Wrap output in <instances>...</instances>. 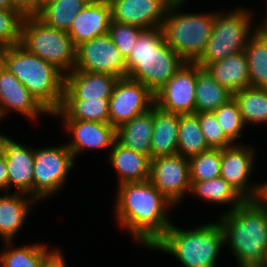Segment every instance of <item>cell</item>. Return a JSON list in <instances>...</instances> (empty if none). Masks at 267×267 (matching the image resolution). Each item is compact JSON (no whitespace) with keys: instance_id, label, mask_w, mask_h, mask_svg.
I'll list each match as a JSON object with an SVG mask.
<instances>
[{"instance_id":"1","label":"cell","mask_w":267,"mask_h":267,"mask_svg":"<svg viewBox=\"0 0 267 267\" xmlns=\"http://www.w3.org/2000/svg\"><path fill=\"white\" fill-rule=\"evenodd\" d=\"M118 185L116 220L135 240L150 249L171 226L166 212L176 206L149 180Z\"/></svg>"},{"instance_id":"2","label":"cell","mask_w":267,"mask_h":267,"mask_svg":"<svg viewBox=\"0 0 267 267\" xmlns=\"http://www.w3.org/2000/svg\"><path fill=\"white\" fill-rule=\"evenodd\" d=\"M239 267H267V202L245 200L219 220Z\"/></svg>"},{"instance_id":"3","label":"cell","mask_w":267,"mask_h":267,"mask_svg":"<svg viewBox=\"0 0 267 267\" xmlns=\"http://www.w3.org/2000/svg\"><path fill=\"white\" fill-rule=\"evenodd\" d=\"M0 62L30 91L48 115L52 116L61 107L64 74L54 65L29 52L20 43L1 48Z\"/></svg>"},{"instance_id":"4","label":"cell","mask_w":267,"mask_h":267,"mask_svg":"<svg viewBox=\"0 0 267 267\" xmlns=\"http://www.w3.org/2000/svg\"><path fill=\"white\" fill-rule=\"evenodd\" d=\"M183 63L166 43L161 27L144 30L126 60V77L141 82L155 94Z\"/></svg>"},{"instance_id":"5","label":"cell","mask_w":267,"mask_h":267,"mask_svg":"<svg viewBox=\"0 0 267 267\" xmlns=\"http://www.w3.org/2000/svg\"><path fill=\"white\" fill-rule=\"evenodd\" d=\"M224 245V232L217 221L187 230L171 224L150 249L173 255L183 267H216Z\"/></svg>"},{"instance_id":"6","label":"cell","mask_w":267,"mask_h":267,"mask_svg":"<svg viewBox=\"0 0 267 267\" xmlns=\"http://www.w3.org/2000/svg\"><path fill=\"white\" fill-rule=\"evenodd\" d=\"M183 4L184 0L172 1L161 28L168 46L184 62L196 63L205 51L211 36L216 12L180 13L178 8Z\"/></svg>"},{"instance_id":"7","label":"cell","mask_w":267,"mask_h":267,"mask_svg":"<svg viewBox=\"0 0 267 267\" xmlns=\"http://www.w3.org/2000/svg\"><path fill=\"white\" fill-rule=\"evenodd\" d=\"M20 44L64 75L75 68L76 46L67 31L50 27L35 15L24 16Z\"/></svg>"},{"instance_id":"8","label":"cell","mask_w":267,"mask_h":267,"mask_svg":"<svg viewBox=\"0 0 267 267\" xmlns=\"http://www.w3.org/2000/svg\"><path fill=\"white\" fill-rule=\"evenodd\" d=\"M227 13L215 14L211 36L205 51L196 62L202 68L244 51L249 37L255 32L254 28L253 31L250 28L253 26L250 25L252 14L249 10L238 7Z\"/></svg>"},{"instance_id":"9","label":"cell","mask_w":267,"mask_h":267,"mask_svg":"<svg viewBox=\"0 0 267 267\" xmlns=\"http://www.w3.org/2000/svg\"><path fill=\"white\" fill-rule=\"evenodd\" d=\"M32 198L42 200L56 194L64 185L74 157L68 146L34 149Z\"/></svg>"},{"instance_id":"10","label":"cell","mask_w":267,"mask_h":267,"mask_svg":"<svg viewBox=\"0 0 267 267\" xmlns=\"http://www.w3.org/2000/svg\"><path fill=\"white\" fill-rule=\"evenodd\" d=\"M74 70L107 73L118 78L127 76V65L109 34L76 46Z\"/></svg>"},{"instance_id":"11","label":"cell","mask_w":267,"mask_h":267,"mask_svg":"<svg viewBox=\"0 0 267 267\" xmlns=\"http://www.w3.org/2000/svg\"><path fill=\"white\" fill-rule=\"evenodd\" d=\"M149 181L173 205H178L191 190L189 158L176 154L151 159Z\"/></svg>"},{"instance_id":"12","label":"cell","mask_w":267,"mask_h":267,"mask_svg":"<svg viewBox=\"0 0 267 267\" xmlns=\"http://www.w3.org/2000/svg\"><path fill=\"white\" fill-rule=\"evenodd\" d=\"M198 64L184 62L176 73L154 94L155 105L179 115L195 113V87Z\"/></svg>"},{"instance_id":"13","label":"cell","mask_w":267,"mask_h":267,"mask_svg":"<svg viewBox=\"0 0 267 267\" xmlns=\"http://www.w3.org/2000/svg\"><path fill=\"white\" fill-rule=\"evenodd\" d=\"M155 104L154 93L141 82L119 78L109 98V123L116 129Z\"/></svg>"},{"instance_id":"14","label":"cell","mask_w":267,"mask_h":267,"mask_svg":"<svg viewBox=\"0 0 267 267\" xmlns=\"http://www.w3.org/2000/svg\"><path fill=\"white\" fill-rule=\"evenodd\" d=\"M236 145L221 149V172L224 178L245 200L263 198L264 183L249 185L252 174L255 151L254 148Z\"/></svg>"},{"instance_id":"15","label":"cell","mask_w":267,"mask_h":267,"mask_svg":"<svg viewBox=\"0 0 267 267\" xmlns=\"http://www.w3.org/2000/svg\"><path fill=\"white\" fill-rule=\"evenodd\" d=\"M173 0H111L112 20L144 30L161 27Z\"/></svg>"},{"instance_id":"16","label":"cell","mask_w":267,"mask_h":267,"mask_svg":"<svg viewBox=\"0 0 267 267\" xmlns=\"http://www.w3.org/2000/svg\"><path fill=\"white\" fill-rule=\"evenodd\" d=\"M15 111L30 120L48 112L31 95L30 91L0 62V120L7 111Z\"/></svg>"},{"instance_id":"17","label":"cell","mask_w":267,"mask_h":267,"mask_svg":"<svg viewBox=\"0 0 267 267\" xmlns=\"http://www.w3.org/2000/svg\"><path fill=\"white\" fill-rule=\"evenodd\" d=\"M118 79L107 73L72 70L64 75L62 100L110 98Z\"/></svg>"},{"instance_id":"18","label":"cell","mask_w":267,"mask_h":267,"mask_svg":"<svg viewBox=\"0 0 267 267\" xmlns=\"http://www.w3.org/2000/svg\"><path fill=\"white\" fill-rule=\"evenodd\" d=\"M66 131L71 133L72 141L68 144L74 159L84 149H110L116 141V128L110 123L86 120H62ZM65 122V123H64Z\"/></svg>"},{"instance_id":"19","label":"cell","mask_w":267,"mask_h":267,"mask_svg":"<svg viewBox=\"0 0 267 267\" xmlns=\"http://www.w3.org/2000/svg\"><path fill=\"white\" fill-rule=\"evenodd\" d=\"M112 20L111 5L107 0H91L75 17L67 31L75 46L108 34Z\"/></svg>"},{"instance_id":"20","label":"cell","mask_w":267,"mask_h":267,"mask_svg":"<svg viewBox=\"0 0 267 267\" xmlns=\"http://www.w3.org/2000/svg\"><path fill=\"white\" fill-rule=\"evenodd\" d=\"M8 172V189L13 185L17 193L28 194L32 198L34 151L11 138L5 139L4 155Z\"/></svg>"},{"instance_id":"21","label":"cell","mask_w":267,"mask_h":267,"mask_svg":"<svg viewBox=\"0 0 267 267\" xmlns=\"http://www.w3.org/2000/svg\"><path fill=\"white\" fill-rule=\"evenodd\" d=\"M108 159L119 174L118 184L144 182L150 178V158L129 149L117 140L110 149Z\"/></svg>"},{"instance_id":"22","label":"cell","mask_w":267,"mask_h":267,"mask_svg":"<svg viewBox=\"0 0 267 267\" xmlns=\"http://www.w3.org/2000/svg\"><path fill=\"white\" fill-rule=\"evenodd\" d=\"M209 74L233 94L250 86L248 59L245 51L210 63L205 68Z\"/></svg>"},{"instance_id":"23","label":"cell","mask_w":267,"mask_h":267,"mask_svg":"<svg viewBox=\"0 0 267 267\" xmlns=\"http://www.w3.org/2000/svg\"><path fill=\"white\" fill-rule=\"evenodd\" d=\"M154 128V105L116 129V140L123 146L150 158Z\"/></svg>"},{"instance_id":"24","label":"cell","mask_w":267,"mask_h":267,"mask_svg":"<svg viewBox=\"0 0 267 267\" xmlns=\"http://www.w3.org/2000/svg\"><path fill=\"white\" fill-rule=\"evenodd\" d=\"M2 194L0 195V237L4 241L13 242L28 216L31 204L36 201L24 193Z\"/></svg>"},{"instance_id":"25","label":"cell","mask_w":267,"mask_h":267,"mask_svg":"<svg viewBox=\"0 0 267 267\" xmlns=\"http://www.w3.org/2000/svg\"><path fill=\"white\" fill-rule=\"evenodd\" d=\"M179 114L162 110L154 104V128L150 159L178 154Z\"/></svg>"},{"instance_id":"26","label":"cell","mask_w":267,"mask_h":267,"mask_svg":"<svg viewBox=\"0 0 267 267\" xmlns=\"http://www.w3.org/2000/svg\"><path fill=\"white\" fill-rule=\"evenodd\" d=\"M231 98H233V93L220 85L207 70L198 65L195 113L214 111Z\"/></svg>"},{"instance_id":"27","label":"cell","mask_w":267,"mask_h":267,"mask_svg":"<svg viewBox=\"0 0 267 267\" xmlns=\"http://www.w3.org/2000/svg\"><path fill=\"white\" fill-rule=\"evenodd\" d=\"M52 116H61L63 120L109 123V98L62 100L61 107Z\"/></svg>"},{"instance_id":"28","label":"cell","mask_w":267,"mask_h":267,"mask_svg":"<svg viewBox=\"0 0 267 267\" xmlns=\"http://www.w3.org/2000/svg\"><path fill=\"white\" fill-rule=\"evenodd\" d=\"M91 0H50L34 14L46 25L68 31L77 14Z\"/></svg>"},{"instance_id":"29","label":"cell","mask_w":267,"mask_h":267,"mask_svg":"<svg viewBox=\"0 0 267 267\" xmlns=\"http://www.w3.org/2000/svg\"><path fill=\"white\" fill-rule=\"evenodd\" d=\"M190 194H194L206 202L231 205L226 212L233 211L245 201L235 188L222 177L205 181H191Z\"/></svg>"},{"instance_id":"30","label":"cell","mask_w":267,"mask_h":267,"mask_svg":"<svg viewBox=\"0 0 267 267\" xmlns=\"http://www.w3.org/2000/svg\"><path fill=\"white\" fill-rule=\"evenodd\" d=\"M244 51L248 59L250 86L267 88V35L258 26Z\"/></svg>"},{"instance_id":"31","label":"cell","mask_w":267,"mask_h":267,"mask_svg":"<svg viewBox=\"0 0 267 267\" xmlns=\"http://www.w3.org/2000/svg\"><path fill=\"white\" fill-rule=\"evenodd\" d=\"M178 154L190 158L211 149L201 131L198 116L194 114L179 115Z\"/></svg>"},{"instance_id":"32","label":"cell","mask_w":267,"mask_h":267,"mask_svg":"<svg viewBox=\"0 0 267 267\" xmlns=\"http://www.w3.org/2000/svg\"><path fill=\"white\" fill-rule=\"evenodd\" d=\"M246 124L267 123V88L246 87L233 94Z\"/></svg>"},{"instance_id":"33","label":"cell","mask_w":267,"mask_h":267,"mask_svg":"<svg viewBox=\"0 0 267 267\" xmlns=\"http://www.w3.org/2000/svg\"><path fill=\"white\" fill-rule=\"evenodd\" d=\"M5 250L0 253V267H42L44 256L50 251L43 244L12 247V241H5Z\"/></svg>"},{"instance_id":"34","label":"cell","mask_w":267,"mask_h":267,"mask_svg":"<svg viewBox=\"0 0 267 267\" xmlns=\"http://www.w3.org/2000/svg\"><path fill=\"white\" fill-rule=\"evenodd\" d=\"M190 180L205 181L220 177L221 149H209L189 158Z\"/></svg>"},{"instance_id":"35","label":"cell","mask_w":267,"mask_h":267,"mask_svg":"<svg viewBox=\"0 0 267 267\" xmlns=\"http://www.w3.org/2000/svg\"><path fill=\"white\" fill-rule=\"evenodd\" d=\"M213 112L225 136L234 144V141L242 136V130L246 127L237 101L233 97Z\"/></svg>"},{"instance_id":"36","label":"cell","mask_w":267,"mask_h":267,"mask_svg":"<svg viewBox=\"0 0 267 267\" xmlns=\"http://www.w3.org/2000/svg\"><path fill=\"white\" fill-rule=\"evenodd\" d=\"M24 16L20 10L0 8V49L20 43Z\"/></svg>"},{"instance_id":"37","label":"cell","mask_w":267,"mask_h":267,"mask_svg":"<svg viewBox=\"0 0 267 267\" xmlns=\"http://www.w3.org/2000/svg\"><path fill=\"white\" fill-rule=\"evenodd\" d=\"M143 31L144 29L140 27L122 24L111 20L108 34L119 50L121 56L126 61Z\"/></svg>"},{"instance_id":"38","label":"cell","mask_w":267,"mask_h":267,"mask_svg":"<svg viewBox=\"0 0 267 267\" xmlns=\"http://www.w3.org/2000/svg\"><path fill=\"white\" fill-rule=\"evenodd\" d=\"M207 145L212 149H223L234 144L225 136L213 111L195 113Z\"/></svg>"},{"instance_id":"39","label":"cell","mask_w":267,"mask_h":267,"mask_svg":"<svg viewBox=\"0 0 267 267\" xmlns=\"http://www.w3.org/2000/svg\"><path fill=\"white\" fill-rule=\"evenodd\" d=\"M51 250L44 256L42 267H67L61 251L57 248Z\"/></svg>"},{"instance_id":"40","label":"cell","mask_w":267,"mask_h":267,"mask_svg":"<svg viewBox=\"0 0 267 267\" xmlns=\"http://www.w3.org/2000/svg\"><path fill=\"white\" fill-rule=\"evenodd\" d=\"M12 2L24 15H34L37 12V0H12Z\"/></svg>"},{"instance_id":"41","label":"cell","mask_w":267,"mask_h":267,"mask_svg":"<svg viewBox=\"0 0 267 267\" xmlns=\"http://www.w3.org/2000/svg\"><path fill=\"white\" fill-rule=\"evenodd\" d=\"M0 190H4V193L8 191V172L5 157L0 158Z\"/></svg>"},{"instance_id":"42","label":"cell","mask_w":267,"mask_h":267,"mask_svg":"<svg viewBox=\"0 0 267 267\" xmlns=\"http://www.w3.org/2000/svg\"><path fill=\"white\" fill-rule=\"evenodd\" d=\"M0 8L1 9L19 10L15 7L12 0H0Z\"/></svg>"},{"instance_id":"43","label":"cell","mask_w":267,"mask_h":267,"mask_svg":"<svg viewBox=\"0 0 267 267\" xmlns=\"http://www.w3.org/2000/svg\"><path fill=\"white\" fill-rule=\"evenodd\" d=\"M6 135L0 133V158L4 155V146H5V139Z\"/></svg>"},{"instance_id":"44","label":"cell","mask_w":267,"mask_h":267,"mask_svg":"<svg viewBox=\"0 0 267 267\" xmlns=\"http://www.w3.org/2000/svg\"><path fill=\"white\" fill-rule=\"evenodd\" d=\"M258 27L267 35V14L265 16L264 22L262 21L261 25L259 24Z\"/></svg>"},{"instance_id":"45","label":"cell","mask_w":267,"mask_h":267,"mask_svg":"<svg viewBox=\"0 0 267 267\" xmlns=\"http://www.w3.org/2000/svg\"><path fill=\"white\" fill-rule=\"evenodd\" d=\"M48 1H50V0H37V11L39 10L40 6H42L43 4H45Z\"/></svg>"},{"instance_id":"46","label":"cell","mask_w":267,"mask_h":267,"mask_svg":"<svg viewBox=\"0 0 267 267\" xmlns=\"http://www.w3.org/2000/svg\"><path fill=\"white\" fill-rule=\"evenodd\" d=\"M264 183V193H263V199L267 202V183Z\"/></svg>"}]
</instances>
